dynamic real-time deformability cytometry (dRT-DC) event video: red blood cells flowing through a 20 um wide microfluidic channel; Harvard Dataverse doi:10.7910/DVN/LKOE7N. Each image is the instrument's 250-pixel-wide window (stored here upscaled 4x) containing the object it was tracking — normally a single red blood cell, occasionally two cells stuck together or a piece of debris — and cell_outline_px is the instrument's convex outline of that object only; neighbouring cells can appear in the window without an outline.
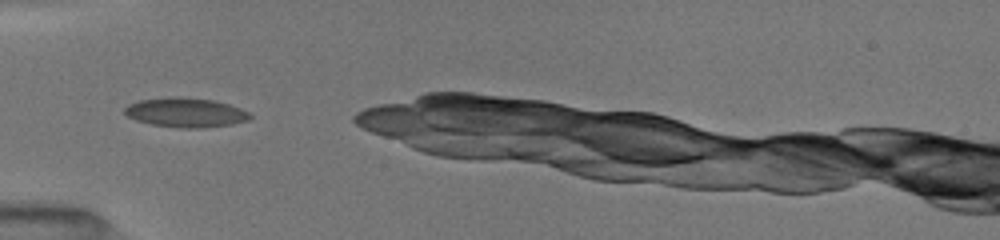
{"species": "common noctule bat (a hibernating species)", "species_latin": "Nyctalus noctula", "temperature_condition": "room temperature", "stored_images_in_passage": 25, "camera_frame_rate_fps": 3000, "um_per_image_px": 0.085, "animal": {"sex": "female", "body_mass_g": 19.5, "forearm_length_mm": 54.1}, "frame": {"image": 1, "passage_image": 1, "time_ms": 0.0, "image_size_px": [1000, 240], "cell_outline_px": [[252, 116], [248, 120], [232, 124], [200, 128], [180, 128], [152, 124], [136, 120], [128, 116], [124, 112], [124, 108], [128, 104], [140, 100], [176, 96], [180, 96], [212, 100], [228, 104], [240, 108], [248, 112]], "centroid_in_image_um": [15.77, 9.56], "position_along_channel_um": 69.2, "area_um2": 21.39}}
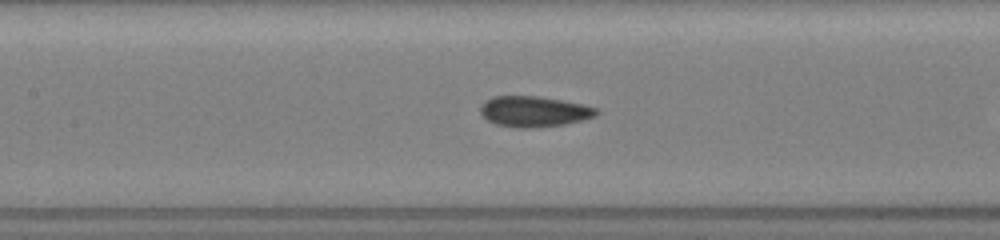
{"frame": {"image": 2, "passage_image": 8, "time_ms": 2.333, "image_size_px": [1000, 240], "cell_outline_px": [[600, 112], [596, 116], [564, 124], [532, 128], [516, 128], [496, 124], [488, 120], [480, 112], [480, 108], [484, 100], [492, 96], [536, 96], [560, 100], [580, 104], [596, 108]], "centroid_in_image_um": [45.35, 9.48], "position_along_channel_um": 162.0, "area_um2": 20.58}}
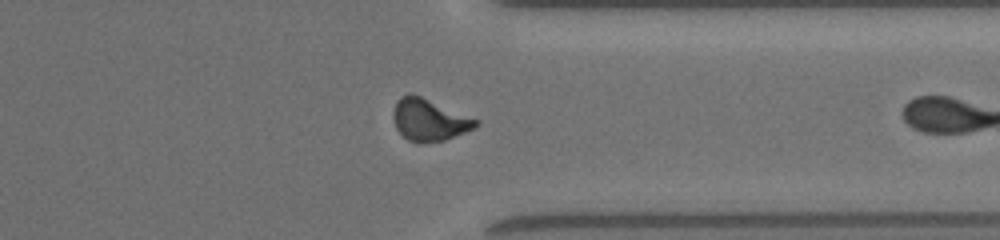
{"frame": {"image": 3, "passage_image": 24, "time_ms": 7.667, "image_size_px": [1000, 240], "cell_outline_px": [[480, 124], [476, 128], [444, 140], [420, 144], [416, 144], [408, 140], [396, 128], [392, 116], [392, 112], [400, 96], [408, 92], [412, 92], [480, 120]], "centroid_in_image_um": [36.49, 10.18], "position_along_channel_um": 374.9, "area_um2": 20.58}}